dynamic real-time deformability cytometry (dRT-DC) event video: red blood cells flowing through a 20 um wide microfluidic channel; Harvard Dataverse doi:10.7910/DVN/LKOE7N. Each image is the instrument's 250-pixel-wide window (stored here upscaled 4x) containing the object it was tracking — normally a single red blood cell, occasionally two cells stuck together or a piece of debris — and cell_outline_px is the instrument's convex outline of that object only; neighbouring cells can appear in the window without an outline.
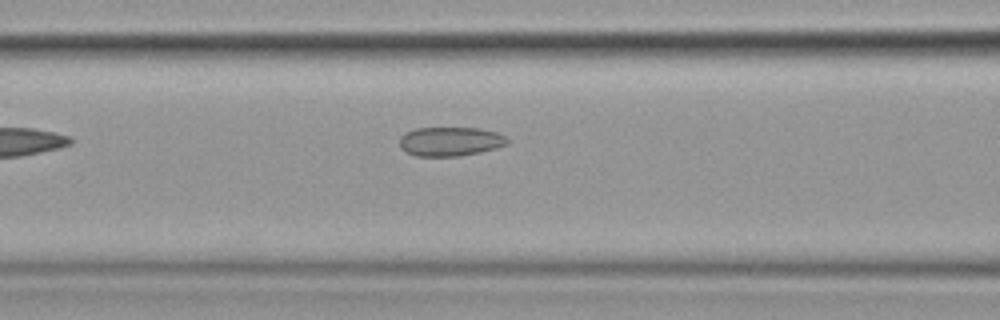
{"species": "common noctule bat (a hibernating species)", "species_latin": "Nyctalus noctula", "temperature_condition": "cold", "stored_images_in_passage": 4, "segment_of_instrument_passage": [1, 2], "camera_frame_rate_fps": 3000, "um_per_image_px": 0.085, "animal": {"sex": "female", "body_mass_g": 19.9}, "frame": {"image": 1, "passage_image": 3, "time_ms": 2.333, "image_size_px": [1000, 320], "cell_outline_px": [[508, 144], [496, 148], [480, 152], [460, 156], [416, 156], [404, 152], [400, 148], [400, 136], [404, 132], [416, 128], [480, 128], [496, 132], [504, 136], [508, 140]], "centroid_in_image_um": [38.23, 12.03], "position_along_channel_um": 128.4, "area_um2": 18.44}}